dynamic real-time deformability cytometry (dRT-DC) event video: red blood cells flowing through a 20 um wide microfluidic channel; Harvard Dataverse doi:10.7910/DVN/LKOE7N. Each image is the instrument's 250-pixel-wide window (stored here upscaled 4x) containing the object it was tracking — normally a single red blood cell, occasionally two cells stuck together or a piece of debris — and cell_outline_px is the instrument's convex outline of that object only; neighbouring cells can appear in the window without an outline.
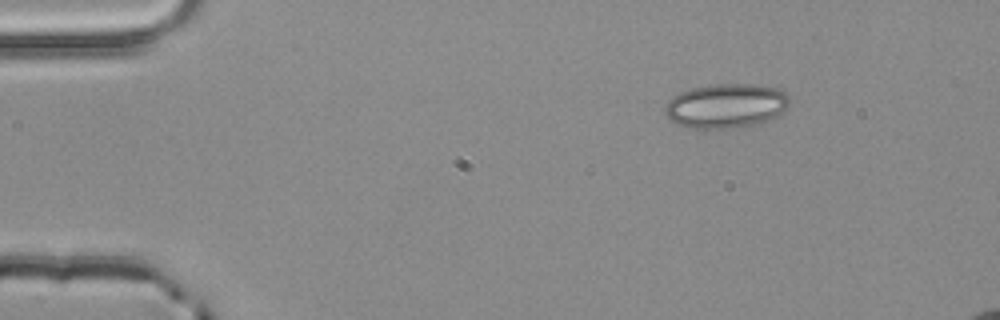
{"species": "common noctule bat (a hibernating species)", "species_latin": "Nyctalus noctula", "temperature_condition": "room temperature", "stored_images_in_passage": 2, "camera_frame_rate_fps": 3000, "um_per_image_px": 0.085, "animal": {"sex": "male", "body_mass_g": 20.4}, "frame": {"image": 1, "passage_image": 1, "time_ms": 0.0, "image_size_px": [1000, 320], "cell_outline_px": [[792, 100], [788, 108], [776, 116], [760, 124], [732, 128], [692, 128], [676, 124], [664, 112], [664, 108], [668, 100], [672, 96], [680, 92], [692, 88], [712, 84], [752, 84], [776, 88], [792, 96]], "centroid_in_image_um": [61.75, 8.99], "position_along_channel_um": 23.3, "area_um2": 32.54}}